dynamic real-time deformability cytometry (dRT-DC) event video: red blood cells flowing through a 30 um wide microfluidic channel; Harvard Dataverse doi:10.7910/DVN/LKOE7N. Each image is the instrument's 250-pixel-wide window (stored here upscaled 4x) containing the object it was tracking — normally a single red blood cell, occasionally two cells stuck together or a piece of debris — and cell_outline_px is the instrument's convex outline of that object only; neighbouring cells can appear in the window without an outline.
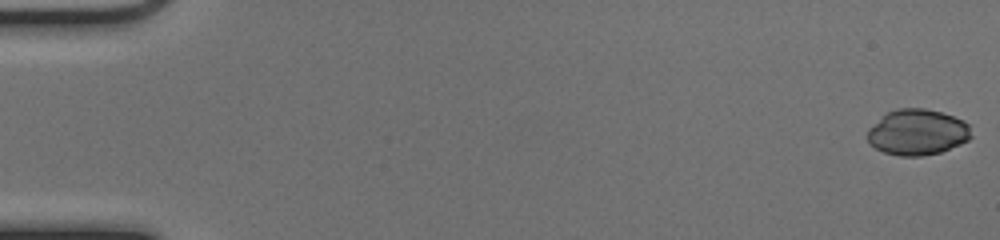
{"species": "common noctule bat (a hibernating species)", "species_latin": "Nyctalus noctula", "temperature_condition": "cold", "stored_images_in_passage": 52, "camera_frame_rate_fps": 3000, "um_per_image_px": 0.085, "animal": {"sex": "female", "body_mass_g": 17.0, "forearm_length_mm": 48.0}, "frame": {"image": 1, "passage_image": 1, "time_ms": 0.0, "image_size_px": [1000, 240], "cell_outline_px": [[972, 136], [968, 140], [960, 144], [940, 152], [920, 156], [900, 156], [884, 152], [876, 148], [868, 140], [868, 132], [888, 112], [896, 108], [924, 108], [940, 112], [964, 120], [968, 124]], "centroid_in_image_um": [78.03, 11.24], "position_along_channel_um": 7.0, "area_um2": 27.22}}
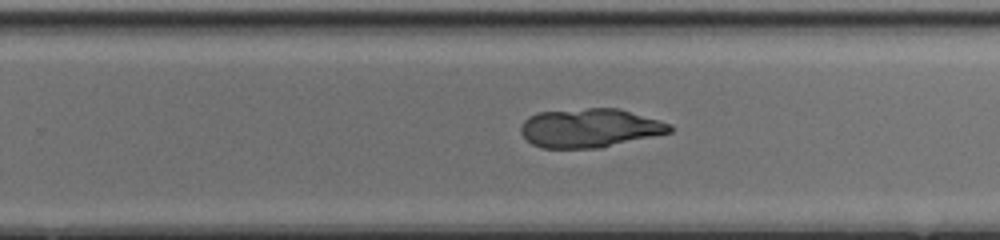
{"frame": {"image": 2, "passage_image": 34, "time_ms": 11.0, "image_size_px": [1000, 240], "cell_outline_px": [[672, 132], [600, 148], [540, 148], [532, 144], [520, 132], [520, 128], [524, 120], [528, 116], [536, 112], [588, 108], [620, 108], [672, 124]], "centroid_in_image_um": [50.12, 10.88], "position_along_channel_um": 279.7, "area_um2": 33.93}}
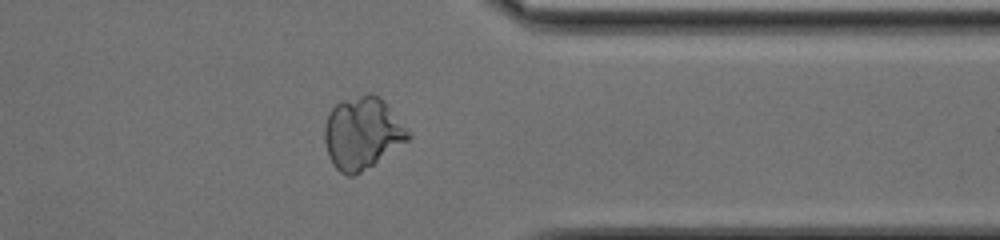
{"frame": {"image": 3, "passage_image": 42, "time_ms": 13.667, "image_size_px": [1000, 240], "cell_outline_px": [[412, 136], [408, 140], [360, 172], [352, 176], [348, 176], [340, 172], [332, 164], [328, 156], [324, 140], [324, 124], [332, 108], [336, 104], [344, 100], [368, 92], [372, 92], [380, 96], [384, 100]], "centroid_in_image_um": [30.76, 11.29], "position_along_channel_um": 380.6, "area_um2": 34.8}}